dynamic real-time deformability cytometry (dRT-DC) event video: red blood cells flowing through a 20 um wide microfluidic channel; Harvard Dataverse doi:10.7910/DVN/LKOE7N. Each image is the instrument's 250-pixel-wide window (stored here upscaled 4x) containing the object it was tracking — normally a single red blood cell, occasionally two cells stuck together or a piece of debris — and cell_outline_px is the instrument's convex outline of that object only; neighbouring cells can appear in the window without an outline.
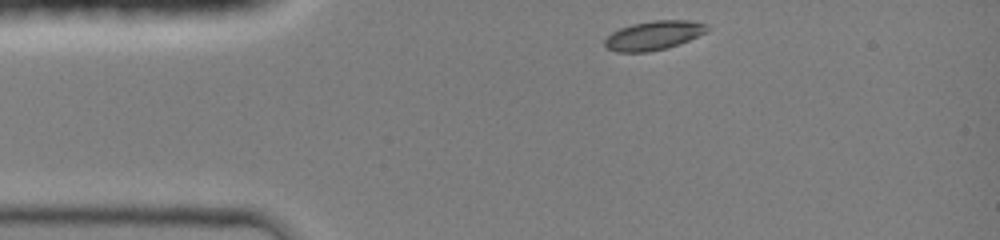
{"species": "common noctule bat (a hibernating species)", "species_latin": "Nyctalus noctula", "temperature_condition": "room temperature", "stored_images_in_passage": 10, "camera_frame_rate_fps": 3000, "um_per_image_px": 0.085, "animal": {"sex": "female", "body_mass_g": 19.0, "forearm_length_mm": 51.5}, "frame": {"image": 1, "passage_image": 1, "time_ms": 0.0, "image_size_px": [1000, 240], "cell_outline_px": [[712, 28], [688, 40], [668, 48], [648, 52], [616, 52], [608, 48], [604, 44], [604, 40], [612, 32], [620, 28], [632, 24], [652, 20], [692, 20], [708, 24]], "centroid_in_image_um": [55.58, 3.0], "position_along_channel_um": 29.4, "area_um2": 17.4}}
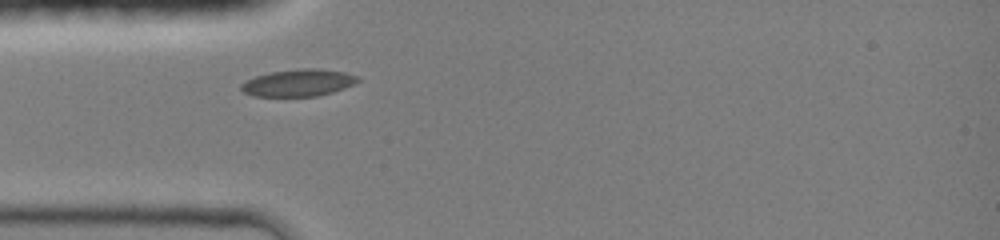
{"frame": {"image": 2, "passage_image": 9, "time_ms": 1.667, "image_size_px": [1000, 240], "cell_outline_px": [[360, 80], [344, 88], [332, 92], [316, 96], [252, 96], [244, 92], [240, 88], [240, 84], [256, 76], [272, 72], [300, 68], [320, 68], [344, 72], [360, 76]], "centroid_in_image_um": [25.38, 7.03], "position_along_channel_um": 59.6, "area_um2": 18.32}}